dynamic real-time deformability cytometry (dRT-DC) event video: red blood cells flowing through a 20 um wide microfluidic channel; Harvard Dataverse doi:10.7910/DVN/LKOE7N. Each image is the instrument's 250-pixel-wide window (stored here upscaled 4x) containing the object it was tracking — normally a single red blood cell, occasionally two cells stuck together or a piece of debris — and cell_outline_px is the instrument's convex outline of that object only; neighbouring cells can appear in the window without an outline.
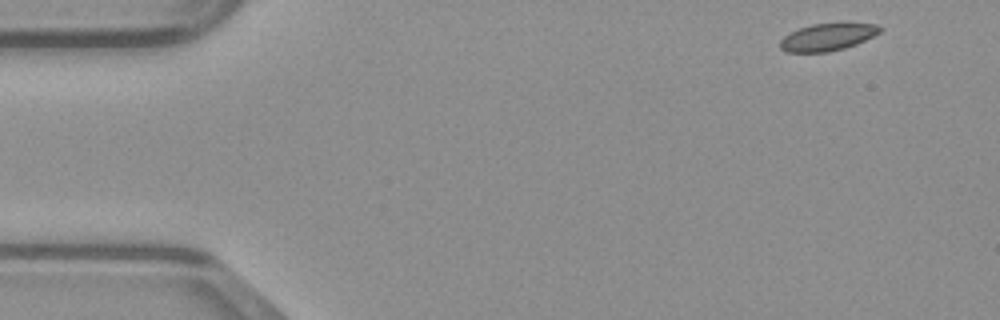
{"species": "common noctule bat (a hibernating species)", "species_latin": "Nyctalus noctula", "temperature_condition": "warm", "stored_images_in_passage": 46, "camera_frame_rate_fps": 3000, "um_per_image_px": 0.085, "animal": {"sex": "male", "body_mass_g": 23.1, "forearm_length_mm": 52.7}, "frame": {"image": 1, "passage_image": 1, "time_ms": 0.0, "image_size_px": [1000, 320], "cell_outline_px": [[884, 28], [880, 32], [856, 44], [844, 48], [828, 52], [788, 52], [780, 48], [780, 40], [784, 36], [800, 28], [812, 24], [880, 24]], "centroid_in_image_um": [70.35, 3.16], "position_along_channel_um": 14.7, "area_um2": 15.55}}
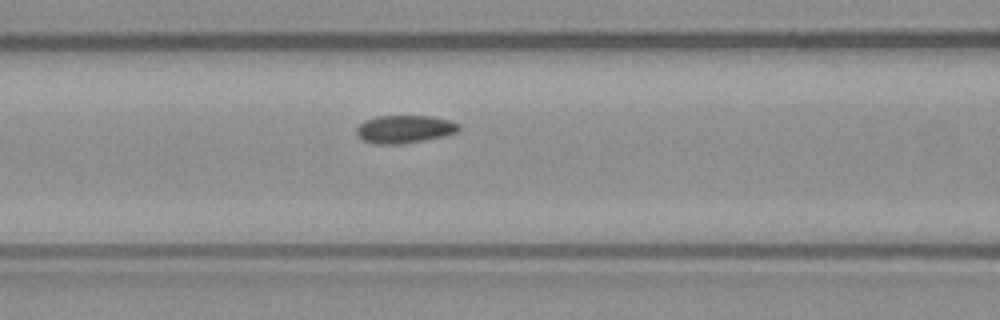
{"frame": {"image": 2, "passage_image": 17, "time_ms": 5.333, "image_size_px": [1000, 320], "cell_outline_px": [[460, 128], [456, 132], [444, 136], [404, 144], [376, 144], [364, 140], [356, 132], [356, 128], [364, 120], [376, 116], [432, 116], [448, 120], [460, 124]], "centroid_in_image_um": [34.39, 10.97], "position_along_channel_um": 132.2, "area_um2": 16.59}}
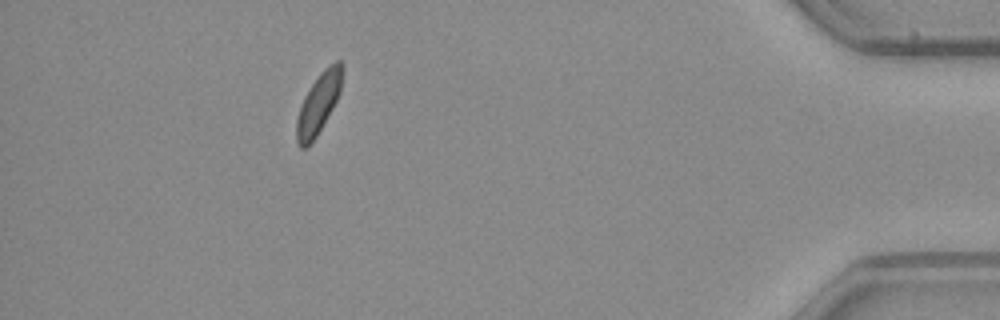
{"frame": {"image": 3, "passage_image": 41, "time_ms": 13.333, "image_size_px": [1000, 320], "cell_outline_px": [[344, 68], [340, 92], [332, 108], [316, 136], [304, 148], [300, 148], [296, 144], [296, 120], [304, 96], [320, 72], [328, 64], [336, 60], [340, 60], [344, 64]], "centroid_in_image_um": [27.09, 8.73], "position_along_channel_um": 408.1, "area_um2": 16.01}}